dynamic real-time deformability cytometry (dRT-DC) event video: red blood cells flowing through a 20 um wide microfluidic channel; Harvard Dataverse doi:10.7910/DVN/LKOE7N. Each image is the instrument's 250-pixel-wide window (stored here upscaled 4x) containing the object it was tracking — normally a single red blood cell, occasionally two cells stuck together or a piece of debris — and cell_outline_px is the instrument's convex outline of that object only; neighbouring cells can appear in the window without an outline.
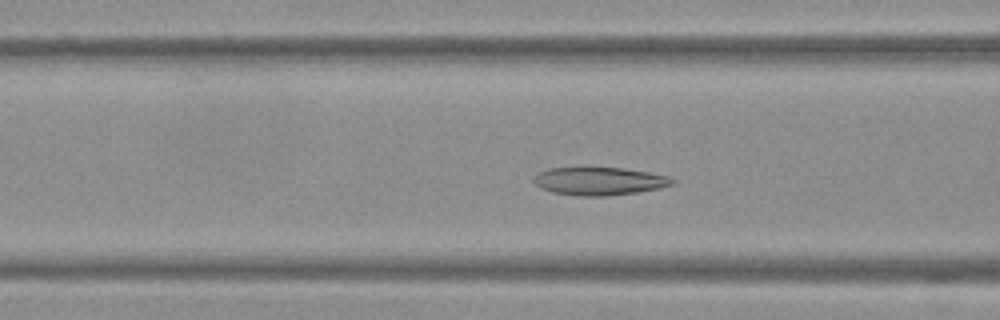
{"species": "Egyptian fruit bat (a non-hibernating species)", "species_latin": "Rousettus aegyptiacus", "temperature_condition": "warm", "stored_images_in_passage": 51, "camera_frame_rate_fps": 3000, "um_per_image_px": 0.085, "frame": {"image": 1, "passage_image": 19, "time_ms": 6.0, "image_size_px": [1000, 320], "cell_outline_px": [[676, 184], [636, 192], [604, 196], [580, 196], [552, 192], [540, 188], [532, 180], [540, 172], [548, 168], [580, 164], [588, 164], [624, 168], [648, 172], [668, 176], [676, 180]], "centroid_in_image_um": [50.89, 15.33], "position_along_channel_um": 115.7, "area_um2": 23.58}}
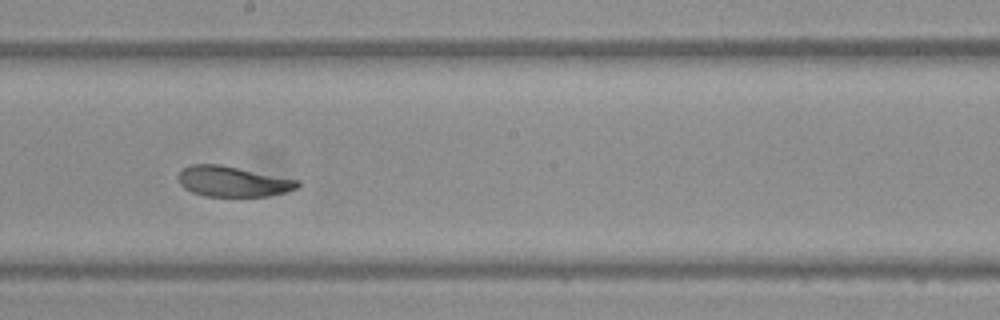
{"frame": {"image": 2, "passage_image": 28, "time_ms": 9.0, "image_size_px": [1000, 320], "cell_outline_px": [[300, 184], [296, 188], [284, 192], [268, 196], [204, 196], [192, 192], [184, 188], [180, 184], [176, 176], [184, 168], [192, 164], [220, 164], [300, 180]], "centroid_in_image_um": [19.77, 15.42], "position_along_channel_um": 228.4, "area_um2": 21.15}}
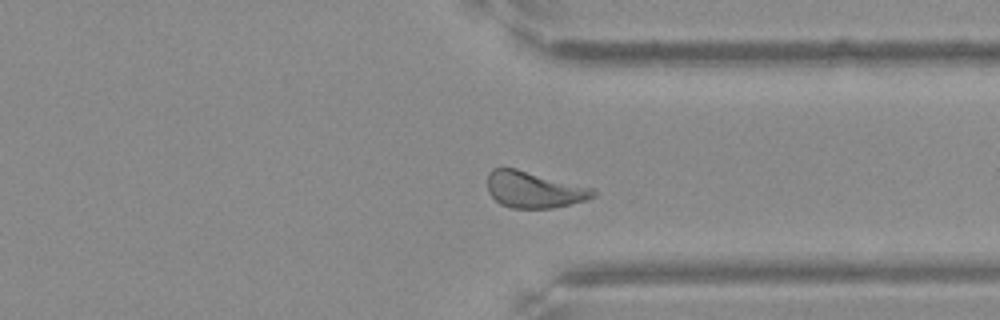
{"frame": {"image": 3, "passage_image": 39, "time_ms": 12.667, "image_size_px": [1000, 320], "cell_outline_px": [[596, 196], [588, 200], [552, 208], [512, 208], [500, 204], [488, 192], [488, 172], [492, 168], [516, 168], [596, 188]], "centroid_in_image_um": [45.43, 16.11], "position_along_channel_um": 366.0, "area_um2": 22.72}, "authors_computed_cell_mechanics": {"area_um2": 23.12, "velocity_mm_per_s": 3.7575, "shape_relaxation_time_tau1_ms": 4.3979, "shape_relaxation_time_tau2_ms": 1.2096, "deformation_change_tau1": 0.1202, "deformation_change_tau2": 0.0722}}